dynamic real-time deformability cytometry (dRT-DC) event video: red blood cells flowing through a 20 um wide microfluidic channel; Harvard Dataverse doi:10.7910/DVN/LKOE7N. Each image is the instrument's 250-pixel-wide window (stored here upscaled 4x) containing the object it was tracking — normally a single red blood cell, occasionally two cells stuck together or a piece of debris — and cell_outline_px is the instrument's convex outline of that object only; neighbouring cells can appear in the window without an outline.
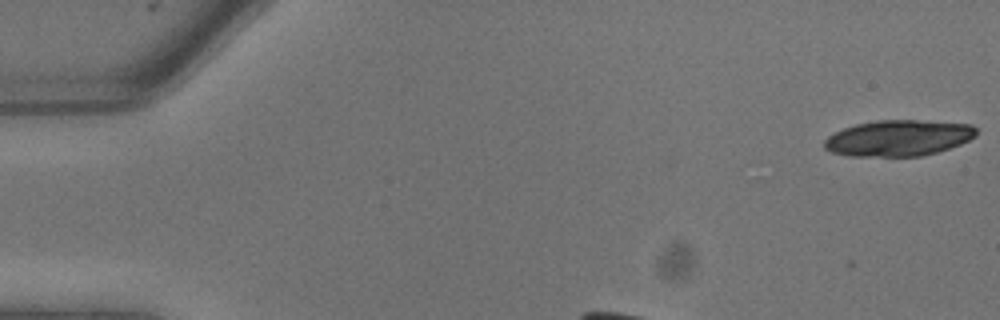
{"species": "common noctule bat (a hibernating species)", "species_latin": "Nyctalus noctula", "temperature_condition": "warm", "stored_images_in_passage": 5, "camera_frame_rate_fps": 3000, "um_per_image_px": 0.085, "animal": {"sex": "male", "body_mass_g": 13.3}, "frame": {"image": 1, "passage_image": 1, "time_ms": 0.0, "image_size_px": [1000, 320], "cell_outline_px": [[976, 136], [960, 144], [936, 152], [920, 156], [848, 156], [832, 152], [824, 148], [824, 140], [828, 136], [844, 128], [856, 124], [876, 120], [916, 120], [972, 124], [976, 128]], "centroid_in_image_um": [76.36, 11.73], "position_along_channel_um": 8.6, "area_um2": 31.79}}